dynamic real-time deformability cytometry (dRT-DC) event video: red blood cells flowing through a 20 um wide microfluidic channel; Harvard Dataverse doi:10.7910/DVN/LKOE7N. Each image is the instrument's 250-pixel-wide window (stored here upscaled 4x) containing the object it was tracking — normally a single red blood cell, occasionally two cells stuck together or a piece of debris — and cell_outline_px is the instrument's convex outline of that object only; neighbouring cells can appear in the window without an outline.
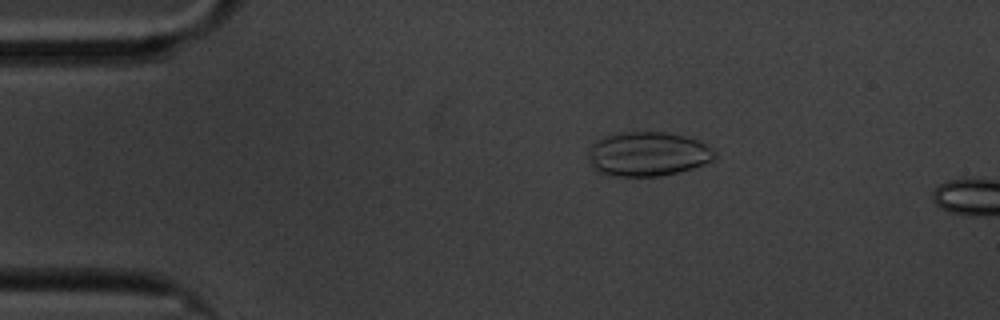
{"species": "common noctule bat (a hibernating species)", "species_latin": "Nyctalus noctula", "temperature_condition": "cold", "stored_images_in_passage": 15, "camera_frame_rate_fps": 3000, "um_per_image_px": 0.085, "animal": {"sex": "male", "body_mass_g": 20.1, "forearm_length_mm": 53.5}, "frame": {"image": 1, "passage_image": 11, "time_ms": 3.333, "image_size_px": [1000, 320], "cell_outline_px": [[716, 156], [712, 160], [692, 168], [660, 176], [612, 176], [596, 172], [588, 160], [588, 152], [592, 144], [596, 140], [604, 136], [628, 132], [664, 132], [684, 136], [696, 140], [704, 144], [716, 152]], "centroid_in_image_um": [55.0, 13.1], "position_along_channel_um": 30.0, "area_um2": 32.48}}